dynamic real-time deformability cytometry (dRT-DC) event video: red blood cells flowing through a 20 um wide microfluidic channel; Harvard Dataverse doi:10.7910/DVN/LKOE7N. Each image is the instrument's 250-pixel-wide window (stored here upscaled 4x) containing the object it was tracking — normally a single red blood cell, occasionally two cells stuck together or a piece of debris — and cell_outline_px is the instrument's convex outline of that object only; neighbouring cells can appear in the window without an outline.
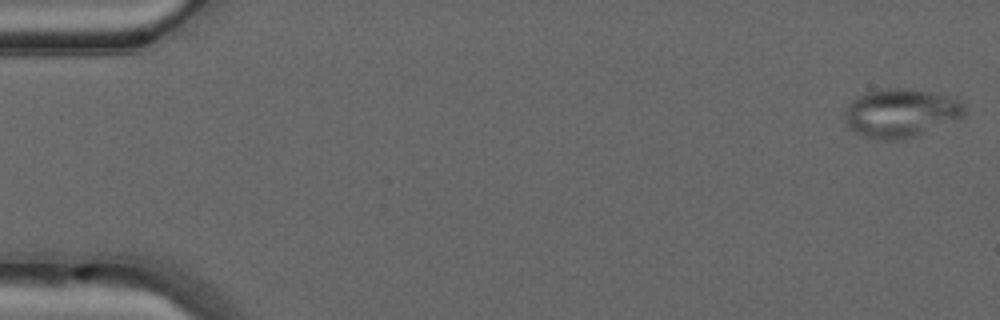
{"species": "common noctule bat (a hibernating species)", "species_latin": "Nyctalus noctula", "temperature_condition": "warm", "stored_images_in_passage": 49, "camera_frame_rate_fps": 3000, "um_per_image_px": 0.085, "animal": {"sex": "male", "forearm_length_mm": 52.5}, "frame": {"image": 1, "passage_image": 1, "time_ms": 0.0, "image_size_px": [1000, 320], "cell_outline_px": [[964, 116], [960, 120], [916, 136], [904, 140], [884, 140], [864, 136], [848, 128], [844, 124], [844, 116], [848, 104], [856, 96], [868, 92], [896, 88], [904, 88], [956, 96], [964, 104]], "centroid_in_image_um": [76.61, 9.62], "position_along_channel_um": 8.4, "area_um2": 34.39}}
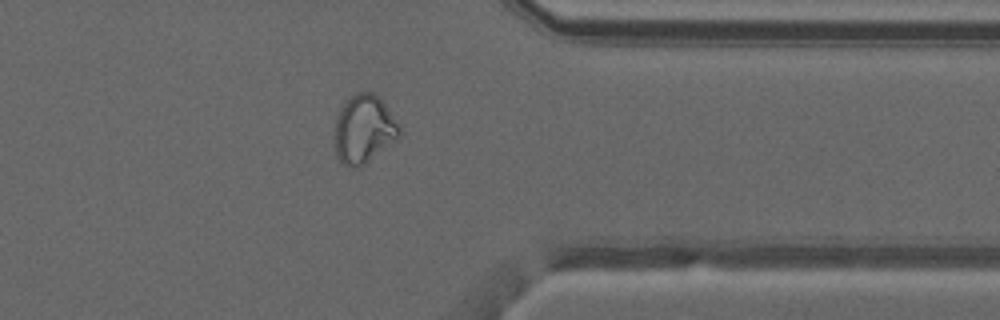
{"frame": {"image": 2, "passage_image": 39, "time_ms": 12.667, "image_size_px": [1000, 320], "cell_outline_px": [[400, 136], [364, 164], [340, 164], [336, 156], [332, 144], [336, 116], [344, 100], [348, 96], [356, 92], [372, 92], [380, 96], [400, 124]], "centroid_in_image_um": [30.89, 10.91], "position_along_channel_um": 380.5, "area_um2": 26.18}}
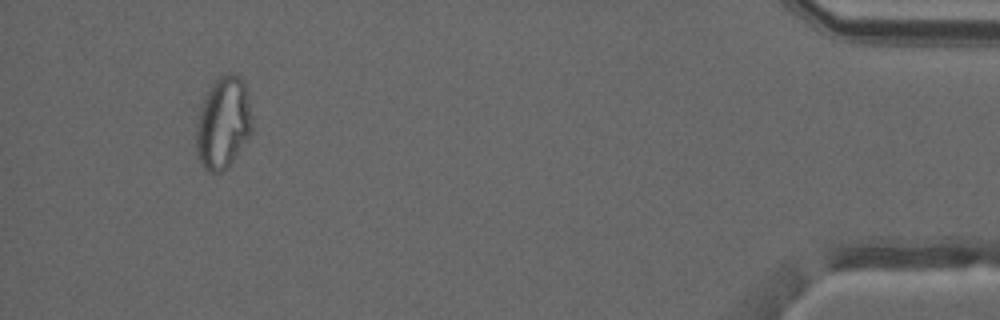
{"frame": {"image": 3, "passage_image": 46, "time_ms": 15.0, "image_size_px": [1000, 320], "cell_outline_px": [[252, 132], [232, 160], [220, 172], [212, 172], [204, 168], [196, 152], [196, 124], [200, 108], [204, 96], [216, 76], [232, 72], [240, 76], [244, 80], [248, 96], [252, 116]], "centroid_in_image_um": [18.97, 10.37], "position_along_channel_um": 416.2, "area_um2": 30.06}, "authors_computed_cell_mechanics": {"area_um2": 28.7844, "velocity_mm_per_s": 4.1689, "shape_relaxation_time_tau1_ms": null, "shape_relaxation_time_tau2_ms": 1.6305, "deformation_change_tau1": null, "deformation_change_tau2": 0.0743}}